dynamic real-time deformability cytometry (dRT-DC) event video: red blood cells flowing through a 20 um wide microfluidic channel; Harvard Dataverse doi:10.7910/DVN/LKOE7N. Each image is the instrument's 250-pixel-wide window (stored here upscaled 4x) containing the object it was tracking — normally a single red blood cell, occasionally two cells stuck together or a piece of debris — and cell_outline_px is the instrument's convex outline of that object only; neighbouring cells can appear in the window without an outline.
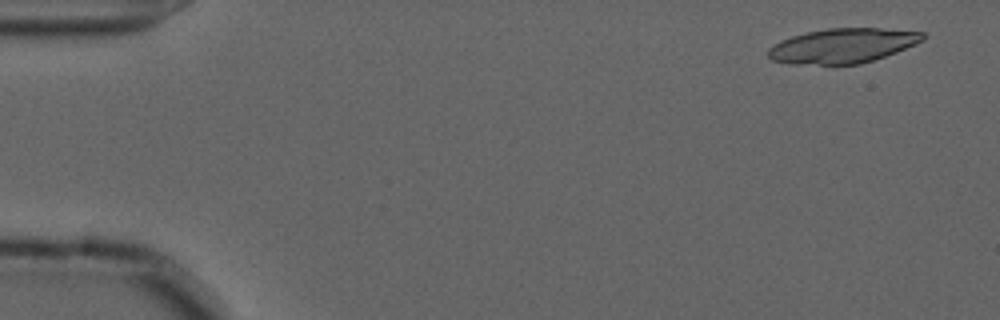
{"species": "common noctule bat (a hibernating species)", "species_latin": "Nyctalus noctula", "temperature_condition": "cold", "stored_images_in_passage": 55, "camera_frame_rate_fps": 3000, "um_per_image_px": 0.085, "animal": {"sex": "male", "forearm_length_mm": 52.5}, "frame": {"image": 1, "passage_image": 3, "time_ms": 0.667, "image_size_px": [1000, 320], "cell_outline_px": [[928, 36], [924, 40], [896, 52], [860, 64], [792, 64], [772, 60], [768, 56], [768, 48], [780, 40], [804, 32], [828, 28], [880, 28], [924, 32]], "centroid_in_image_um": [71.62, 3.87], "position_along_channel_um": 13.4, "area_um2": 31.27}}